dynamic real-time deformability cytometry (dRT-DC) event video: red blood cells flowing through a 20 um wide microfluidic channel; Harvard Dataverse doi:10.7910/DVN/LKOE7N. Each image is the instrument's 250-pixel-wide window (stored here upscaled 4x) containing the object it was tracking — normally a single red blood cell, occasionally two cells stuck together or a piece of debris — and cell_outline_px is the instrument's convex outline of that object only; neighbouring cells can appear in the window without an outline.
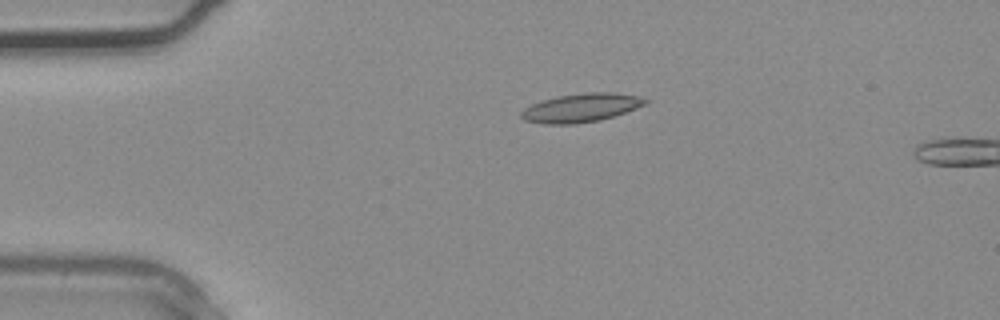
{"species": "common noctule bat (a hibernating species)", "species_latin": "Nyctalus noctula", "temperature_condition": "warm", "stored_images_in_passage": 2, "camera_frame_rate_fps": 3000, "um_per_image_px": 0.085, "animal": {"sex": "male", "body_mass_g": 20.4}, "frame": {"image": 1, "passage_image": 1, "time_ms": 0.0, "image_size_px": [1000, 320], "cell_outline_px": [[652, 100], [648, 104], [600, 120], [576, 124], [544, 124], [524, 120], [520, 116], [520, 112], [524, 108], [540, 100], [560, 96], [588, 92], [612, 92], [640, 96]], "centroid_in_image_um": [49.41, 9.16], "position_along_channel_um": 35.6, "area_um2": 20.81}}